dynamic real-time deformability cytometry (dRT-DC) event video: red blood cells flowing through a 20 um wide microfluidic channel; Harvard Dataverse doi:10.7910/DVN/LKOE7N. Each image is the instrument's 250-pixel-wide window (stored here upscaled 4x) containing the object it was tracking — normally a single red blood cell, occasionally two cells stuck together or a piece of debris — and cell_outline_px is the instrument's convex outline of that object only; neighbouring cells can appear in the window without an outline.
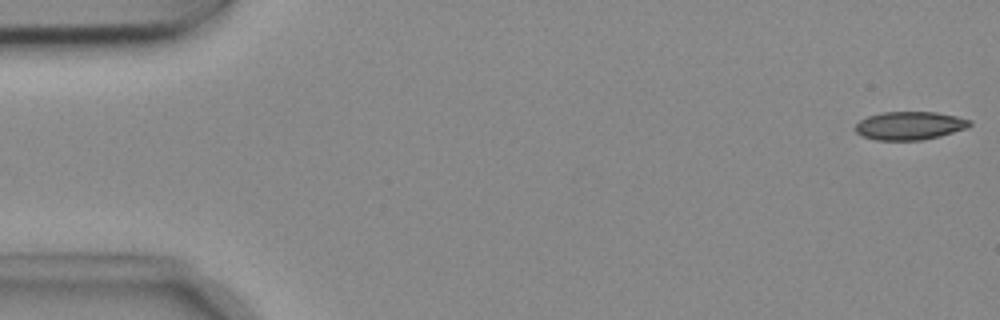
{"species": "common noctule bat (a hibernating species)", "species_latin": "Nyctalus noctula", "temperature_condition": "cold", "stored_images_in_passage": 53, "camera_frame_rate_fps": 3000, "um_per_image_px": 0.085, "animal": {"sex": "female", "body_mass_g": 18.4}, "frame": {"image": 1, "passage_image": 1, "time_ms": 0.0, "image_size_px": [1000, 320], "cell_outline_px": [[972, 124], [968, 128], [940, 136], [924, 140], [876, 140], [864, 136], [856, 132], [856, 124], [860, 120], [868, 116], [880, 112], [936, 112], [956, 116], [972, 120]], "centroid_in_image_um": [77.36, 10.68], "position_along_channel_um": 7.6, "area_um2": 18.9}}
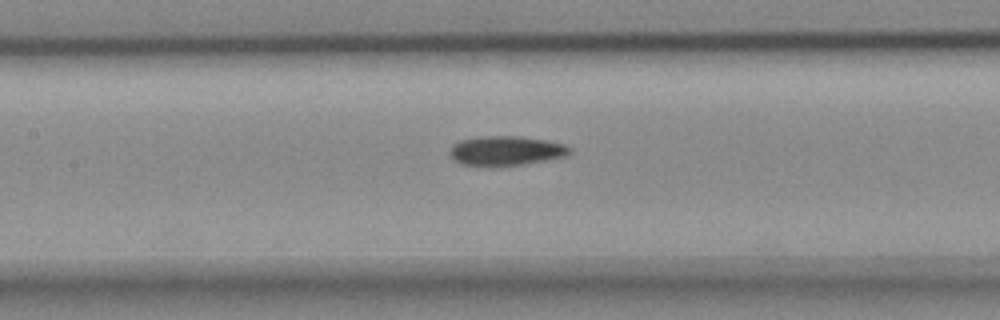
{"frame": {"image": 2, "passage_image": 24, "time_ms": 7.667, "image_size_px": [1000, 320], "cell_outline_px": [[572, 148], [568, 156], [524, 164], [460, 164], [452, 156], [452, 144], [460, 140], [484, 136], [520, 136], [548, 140], [564, 144]], "centroid_in_image_um": [43.1, 12.78], "position_along_channel_um": 164.3, "area_um2": 20.06}}
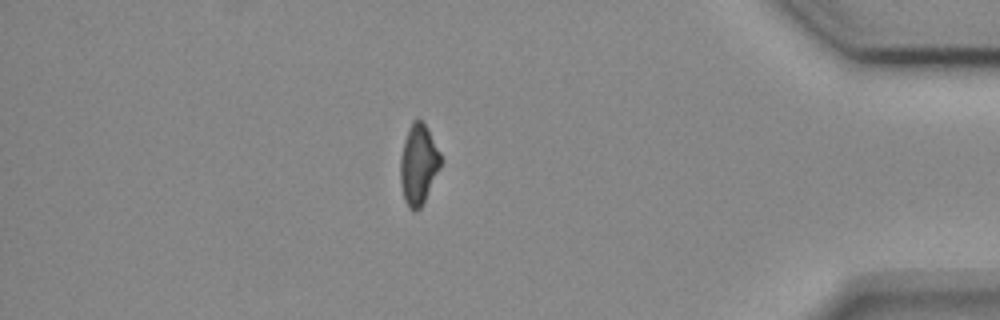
{"frame": {"image": 3, "passage_image": 46, "time_ms": 15.0, "image_size_px": [1000, 320], "cell_outline_px": [[440, 168], [420, 208], [416, 212], [412, 212], [408, 208], [404, 200], [400, 184], [400, 156], [404, 140], [408, 128], [412, 120], [420, 120], [428, 128], [440, 152]], "centroid_in_image_um": [35.54, 13.99], "position_along_channel_um": 399.7, "area_um2": 18.9}, "authors_computed_cell_mechanics": {"area_um2": 19.941, "velocity_mm_per_s": 3.7479, "shape_relaxation_time_tau1_ms": 10.5781, "shape_relaxation_time_tau2_ms": 9.3313, "deformation_change_tau1": 0.1732, "deformation_change_tau2": 0.1635}}